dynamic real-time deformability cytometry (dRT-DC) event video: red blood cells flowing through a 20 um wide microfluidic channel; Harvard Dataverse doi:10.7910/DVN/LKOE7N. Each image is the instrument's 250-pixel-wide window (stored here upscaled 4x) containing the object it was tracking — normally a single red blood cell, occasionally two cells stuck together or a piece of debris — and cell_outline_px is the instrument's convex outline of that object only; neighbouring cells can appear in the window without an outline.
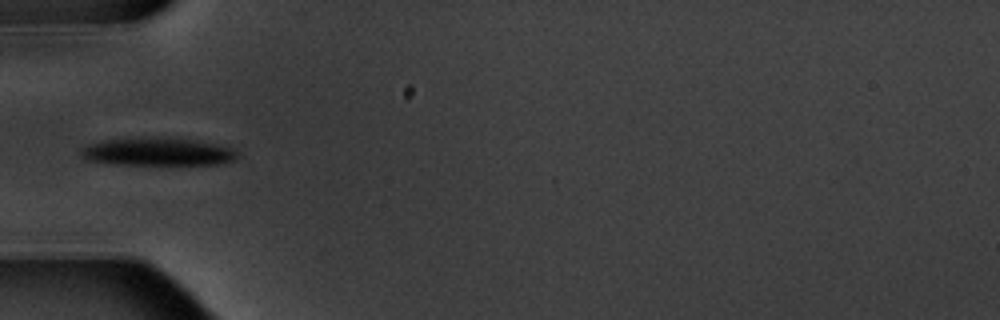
{"species": "common noctule bat (a hibernating species)", "species_latin": "Nyctalus noctula", "temperature_condition": "warm", "stored_images_in_passage": 10, "camera_frame_rate_fps": 3000, "um_per_image_px": 0.085, "animal": {"sex": "male", "body_mass_g": 20.1, "forearm_length_mm": 53.5}, "frame": {"image": 1, "passage_image": 6, "time_ms": 5.667, "image_size_px": [1000, 320], "cell_outline_px": [[240, 156], [236, 160], [216, 164], [112, 164], [84, 160], [80, 156], [80, 152], [84, 148], [92, 144], [108, 140], [156, 136], [196, 140], [216, 144], [232, 148], [240, 152]], "centroid_in_image_um": [13.46, 12.9], "position_along_channel_um": 71.5, "area_um2": 25.55}}